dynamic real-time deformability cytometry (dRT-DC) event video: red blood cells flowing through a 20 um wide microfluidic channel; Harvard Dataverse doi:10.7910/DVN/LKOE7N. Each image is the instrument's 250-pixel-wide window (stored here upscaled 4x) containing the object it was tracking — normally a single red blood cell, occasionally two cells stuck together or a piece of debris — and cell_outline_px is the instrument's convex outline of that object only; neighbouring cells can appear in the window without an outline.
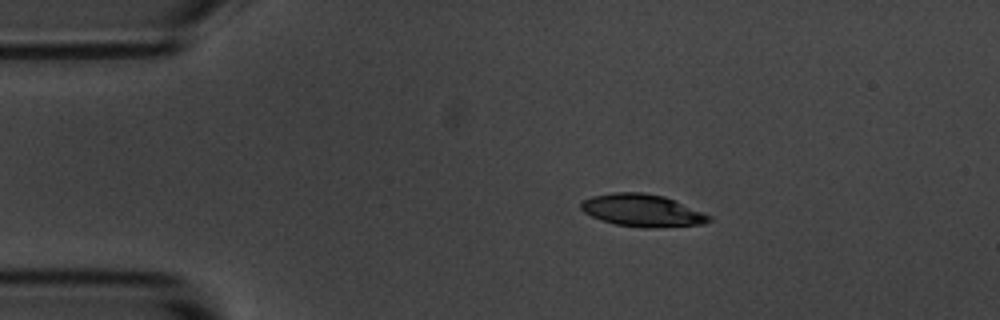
{"species": "common noctule bat (a hibernating species)", "species_latin": "Nyctalus noctula", "temperature_condition": "room temperature", "stored_images_in_passage": 46, "camera_frame_rate_fps": 3000, "um_per_image_px": 0.085, "animal": {"sex": "male", "body_mass_g": 20.1, "forearm_length_mm": 53.5}, "frame": {"image": 1, "passage_image": 1, "time_ms": 0.0, "image_size_px": [1000, 320], "cell_outline_px": [[712, 220], [704, 224], [648, 228], [644, 228], [616, 224], [600, 220], [584, 212], [580, 208], [580, 204], [584, 200], [592, 196], [616, 192], [640, 192], [664, 196], [676, 200], [712, 216]], "centroid_in_image_um": [54.62, 17.89], "position_along_channel_um": 30.4, "area_um2": 24.16}}
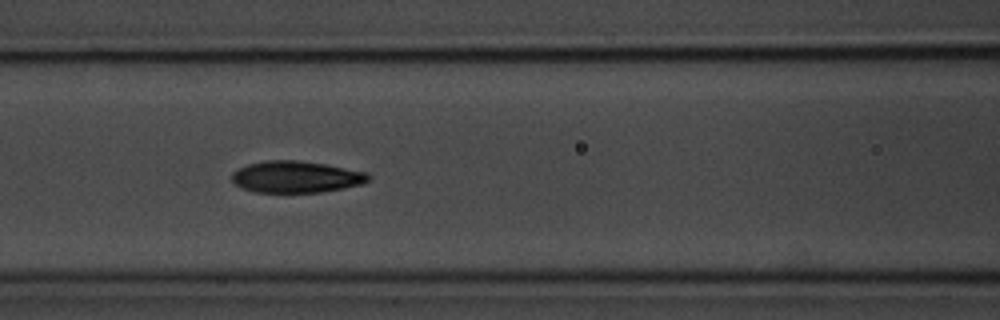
{"frame": {"image": 2, "passage_image": 14, "time_ms": 4.333, "image_size_px": [1000, 320], "cell_outline_px": [[372, 176], [364, 184], [344, 188], [320, 192], [256, 192], [240, 188], [232, 180], [232, 172], [248, 164], [268, 160], [296, 160], [324, 164], [368, 172]], "centroid_in_image_um": [25.19, 15.04], "position_along_channel_um": 141.4, "area_um2": 25.2}}
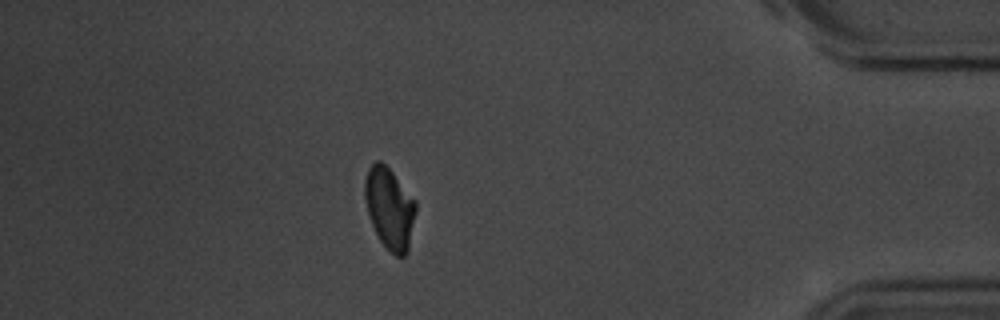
{"frame": {"image": 3, "passage_image": 39, "time_ms": 12.667, "image_size_px": [1000, 320], "cell_outline_px": [[416, 212], [408, 252], [404, 256], [396, 256], [380, 240], [372, 224], [368, 212], [364, 196], [364, 180], [368, 168], [376, 160], [380, 160], [392, 172], [416, 200]], "centroid_in_image_um": [33.12, 17.68], "position_along_channel_um": 402.1, "area_um2": 24.04}, "authors_computed_cell_mechanics": {"area_um2": 24.9696, "velocity_mm_per_s": 3.6452, "shape_relaxation_time_tau1_ms": 3.3768, "shape_relaxation_time_tau2_ms": 2.249, "deformation_change_tau1": 0.1218, "deformation_change_tau2": 0.0656}}